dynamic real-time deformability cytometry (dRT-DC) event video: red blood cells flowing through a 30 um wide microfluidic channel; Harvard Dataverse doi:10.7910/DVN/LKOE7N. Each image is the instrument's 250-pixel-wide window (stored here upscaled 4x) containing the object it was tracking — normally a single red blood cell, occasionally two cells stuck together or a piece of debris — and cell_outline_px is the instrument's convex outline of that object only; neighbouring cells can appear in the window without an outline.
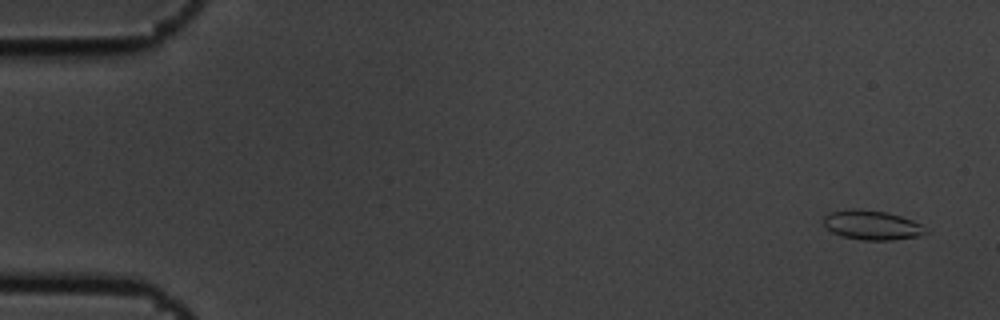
{"species": "common noctule bat (a hibernating species)", "species_latin": "Nyctalus noctula", "temperature_condition": "cold", "stored_images_in_passage": 6, "camera_frame_rate_fps": 3000, "um_per_image_px": 0.085, "animal": {"sex": "male", "body_mass_g": 19.5, "forearm_length_mm": 54.6}, "frame": {"image": 1, "passage_image": 1, "time_ms": 0.0, "image_size_px": [1000, 320], "cell_outline_px": [[928, 232], [916, 236], [892, 240], [860, 240], [840, 236], [832, 232], [824, 224], [824, 216], [828, 212], [848, 208], [856, 208], [884, 212], [900, 216], [912, 220], [920, 224]], "centroid_in_image_um": [74.05, 19.13], "position_along_channel_um": 11.0, "area_um2": 17.46}}